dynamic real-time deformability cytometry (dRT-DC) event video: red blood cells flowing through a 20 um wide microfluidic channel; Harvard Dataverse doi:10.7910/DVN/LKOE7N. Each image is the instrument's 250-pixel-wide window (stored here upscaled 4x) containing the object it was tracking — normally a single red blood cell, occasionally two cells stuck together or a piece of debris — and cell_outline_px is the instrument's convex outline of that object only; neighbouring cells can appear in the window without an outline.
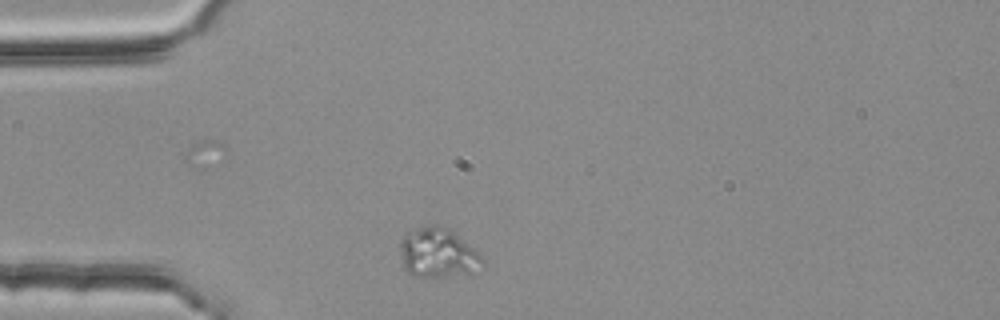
{"species": "common noctule bat (a hibernating species)", "species_latin": "Nyctalus noctula", "temperature_condition": "room temperature", "stored_images_in_passage": 2, "camera_frame_rate_fps": 3000, "um_per_image_px": 0.085, "animal": {"sex": "female", "body_mass_g": 25.1}, "frame": {"image": 1, "passage_image": 1, "time_ms": 0.0, "image_size_px": [1000, 320], "cell_outline_px": [[484, 264], [468, 272], [444, 276], [412, 276], [400, 264], [400, 240], [404, 236], [420, 228], [432, 224], [436, 224], [448, 228], [472, 248], [484, 260]], "centroid_in_image_um": [37.14, 21.5], "position_along_channel_um": 47.9, "area_um2": 23.06}}
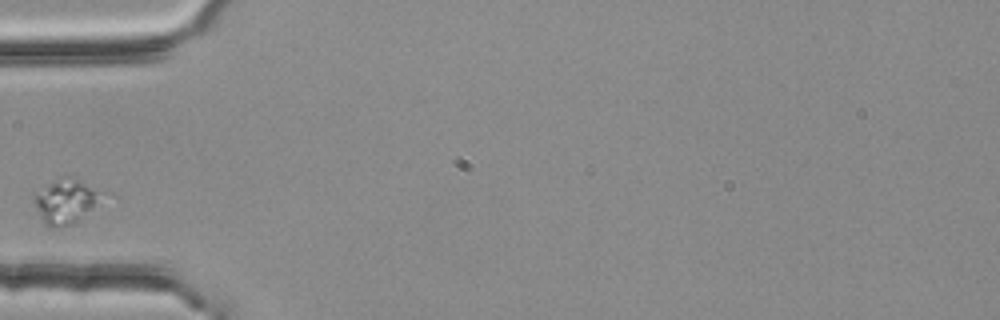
{"frame": {"image": 2, "passage_image": 2, "time_ms": 0.333, "image_size_px": [1000, 320], "cell_outline_px": [[112, 192], [80, 220], [72, 224], [56, 228], [52, 228], [44, 224], [32, 200], [32, 196], [60, 176], [64, 176]], "centroid_in_image_um": [5.69, 17.12], "position_along_channel_um": 79.3, "area_um2": 18.09}}